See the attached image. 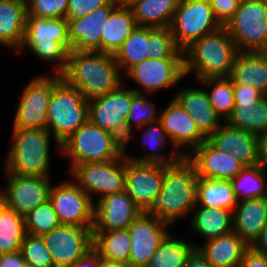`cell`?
I'll return each instance as SVG.
<instances>
[{
    "label": "cell",
    "instance_id": "484cf974",
    "mask_svg": "<svg viewBox=\"0 0 267 267\" xmlns=\"http://www.w3.org/2000/svg\"><path fill=\"white\" fill-rule=\"evenodd\" d=\"M267 221V197L240 201L233 211V231L250 246Z\"/></svg>",
    "mask_w": 267,
    "mask_h": 267
},
{
    "label": "cell",
    "instance_id": "3957f363",
    "mask_svg": "<svg viewBox=\"0 0 267 267\" xmlns=\"http://www.w3.org/2000/svg\"><path fill=\"white\" fill-rule=\"evenodd\" d=\"M233 39L225 26L203 35L183 51L184 75L195 80L229 77L237 54Z\"/></svg>",
    "mask_w": 267,
    "mask_h": 267
},
{
    "label": "cell",
    "instance_id": "681fc988",
    "mask_svg": "<svg viewBox=\"0 0 267 267\" xmlns=\"http://www.w3.org/2000/svg\"><path fill=\"white\" fill-rule=\"evenodd\" d=\"M234 104L257 102L265 95L258 89L244 84H233Z\"/></svg>",
    "mask_w": 267,
    "mask_h": 267
},
{
    "label": "cell",
    "instance_id": "836d02e7",
    "mask_svg": "<svg viewBox=\"0 0 267 267\" xmlns=\"http://www.w3.org/2000/svg\"><path fill=\"white\" fill-rule=\"evenodd\" d=\"M93 247L101 258L127 264L131 252L130 233L128 229L93 231Z\"/></svg>",
    "mask_w": 267,
    "mask_h": 267
},
{
    "label": "cell",
    "instance_id": "30bf717a",
    "mask_svg": "<svg viewBox=\"0 0 267 267\" xmlns=\"http://www.w3.org/2000/svg\"><path fill=\"white\" fill-rule=\"evenodd\" d=\"M72 179L93 200V195L104 196L125 190V155L106 162H89L74 165Z\"/></svg>",
    "mask_w": 267,
    "mask_h": 267
},
{
    "label": "cell",
    "instance_id": "ffe728a7",
    "mask_svg": "<svg viewBox=\"0 0 267 267\" xmlns=\"http://www.w3.org/2000/svg\"><path fill=\"white\" fill-rule=\"evenodd\" d=\"M118 6L112 0L108 5L97 8L82 18L67 19L70 51L101 52L102 30L111 13Z\"/></svg>",
    "mask_w": 267,
    "mask_h": 267
},
{
    "label": "cell",
    "instance_id": "9c48e42d",
    "mask_svg": "<svg viewBox=\"0 0 267 267\" xmlns=\"http://www.w3.org/2000/svg\"><path fill=\"white\" fill-rule=\"evenodd\" d=\"M221 26L208 0H179L170 29L177 47L184 51Z\"/></svg>",
    "mask_w": 267,
    "mask_h": 267
},
{
    "label": "cell",
    "instance_id": "f5cc1de1",
    "mask_svg": "<svg viewBox=\"0 0 267 267\" xmlns=\"http://www.w3.org/2000/svg\"><path fill=\"white\" fill-rule=\"evenodd\" d=\"M101 256L99 252L93 247L84 256L78 259L73 265L69 267H100Z\"/></svg>",
    "mask_w": 267,
    "mask_h": 267
},
{
    "label": "cell",
    "instance_id": "f6af8a7d",
    "mask_svg": "<svg viewBox=\"0 0 267 267\" xmlns=\"http://www.w3.org/2000/svg\"><path fill=\"white\" fill-rule=\"evenodd\" d=\"M27 16L36 18H66L68 0H26Z\"/></svg>",
    "mask_w": 267,
    "mask_h": 267
},
{
    "label": "cell",
    "instance_id": "ab89813d",
    "mask_svg": "<svg viewBox=\"0 0 267 267\" xmlns=\"http://www.w3.org/2000/svg\"><path fill=\"white\" fill-rule=\"evenodd\" d=\"M206 87L210 103L215 112L226 122L231 116L234 104L233 82L229 77L206 78L197 81ZM211 89L210 92L207 89Z\"/></svg>",
    "mask_w": 267,
    "mask_h": 267
},
{
    "label": "cell",
    "instance_id": "8992f818",
    "mask_svg": "<svg viewBox=\"0 0 267 267\" xmlns=\"http://www.w3.org/2000/svg\"><path fill=\"white\" fill-rule=\"evenodd\" d=\"M88 120V100L62 78L50 96L46 121L59 151L61 144Z\"/></svg>",
    "mask_w": 267,
    "mask_h": 267
},
{
    "label": "cell",
    "instance_id": "4fadbf2b",
    "mask_svg": "<svg viewBox=\"0 0 267 267\" xmlns=\"http://www.w3.org/2000/svg\"><path fill=\"white\" fill-rule=\"evenodd\" d=\"M49 201L61 225L93 227L95 202L72 179L52 185Z\"/></svg>",
    "mask_w": 267,
    "mask_h": 267
},
{
    "label": "cell",
    "instance_id": "5b68a950",
    "mask_svg": "<svg viewBox=\"0 0 267 267\" xmlns=\"http://www.w3.org/2000/svg\"><path fill=\"white\" fill-rule=\"evenodd\" d=\"M12 132V144L3 159L2 170L23 176L51 177L49 130L13 128Z\"/></svg>",
    "mask_w": 267,
    "mask_h": 267
},
{
    "label": "cell",
    "instance_id": "7a4b0ae2",
    "mask_svg": "<svg viewBox=\"0 0 267 267\" xmlns=\"http://www.w3.org/2000/svg\"><path fill=\"white\" fill-rule=\"evenodd\" d=\"M62 78L87 100L115 90L123 82L113 54L71 50Z\"/></svg>",
    "mask_w": 267,
    "mask_h": 267
},
{
    "label": "cell",
    "instance_id": "e0dca14e",
    "mask_svg": "<svg viewBox=\"0 0 267 267\" xmlns=\"http://www.w3.org/2000/svg\"><path fill=\"white\" fill-rule=\"evenodd\" d=\"M170 225L149 212H141L129 226L131 252L127 265L145 267L162 241L170 233Z\"/></svg>",
    "mask_w": 267,
    "mask_h": 267
},
{
    "label": "cell",
    "instance_id": "816d5d0a",
    "mask_svg": "<svg viewBox=\"0 0 267 267\" xmlns=\"http://www.w3.org/2000/svg\"><path fill=\"white\" fill-rule=\"evenodd\" d=\"M186 267H211L207 264L205 253L197 245H193L187 253Z\"/></svg>",
    "mask_w": 267,
    "mask_h": 267
},
{
    "label": "cell",
    "instance_id": "f1b7e54d",
    "mask_svg": "<svg viewBox=\"0 0 267 267\" xmlns=\"http://www.w3.org/2000/svg\"><path fill=\"white\" fill-rule=\"evenodd\" d=\"M191 215L189 228L205 242L233 231V211L196 205Z\"/></svg>",
    "mask_w": 267,
    "mask_h": 267
},
{
    "label": "cell",
    "instance_id": "60d3db41",
    "mask_svg": "<svg viewBox=\"0 0 267 267\" xmlns=\"http://www.w3.org/2000/svg\"><path fill=\"white\" fill-rule=\"evenodd\" d=\"M25 232L27 234L42 236L61 225L57 213L50 201L38 205L24 217Z\"/></svg>",
    "mask_w": 267,
    "mask_h": 267
},
{
    "label": "cell",
    "instance_id": "bcb514c9",
    "mask_svg": "<svg viewBox=\"0 0 267 267\" xmlns=\"http://www.w3.org/2000/svg\"><path fill=\"white\" fill-rule=\"evenodd\" d=\"M112 0H68L66 19L82 18L97 8L108 5Z\"/></svg>",
    "mask_w": 267,
    "mask_h": 267
},
{
    "label": "cell",
    "instance_id": "7402d4cb",
    "mask_svg": "<svg viewBox=\"0 0 267 267\" xmlns=\"http://www.w3.org/2000/svg\"><path fill=\"white\" fill-rule=\"evenodd\" d=\"M188 157L196 164L198 177L231 180L244 166L229 152L215 148L207 139L194 148Z\"/></svg>",
    "mask_w": 267,
    "mask_h": 267
},
{
    "label": "cell",
    "instance_id": "4316f807",
    "mask_svg": "<svg viewBox=\"0 0 267 267\" xmlns=\"http://www.w3.org/2000/svg\"><path fill=\"white\" fill-rule=\"evenodd\" d=\"M26 18V0H0V45L18 54L24 39Z\"/></svg>",
    "mask_w": 267,
    "mask_h": 267
},
{
    "label": "cell",
    "instance_id": "44dd1931",
    "mask_svg": "<svg viewBox=\"0 0 267 267\" xmlns=\"http://www.w3.org/2000/svg\"><path fill=\"white\" fill-rule=\"evenodd\" d=\"M130 106L131 89L123 82L115 90L88 100V118L108 131L126 121Z\"/></svg>",
    "mask_w": 267,
    "mask_h": 267
},
{
    "label": "cell",
    "instance_id": "277c9868",
    "mask_svg": "<svg viewBox=\"0 0 267 267\" xmlns=\"http://www.w3.org/2000/svg\"><path fill=\"white\" fill-rule=\"evenodd\" d=\"M30 49L41 61L55 63L53 74L62 75L70 52L68 20L66 18H36L27 16L21 53Z\"/></svg>",
    "mask_w": 267,
    "mask_h": 267
},
{
    "label": "cell",
    "instance_id": "94428289",
    "mask_svg": "<svg viewBox=\"0 0 267 267\" xmlns=\"http://www.w3.org/2000/svg\"><path fill=\"white\" fill-rule=\"evenodd\" d=\"M264 1V3H265V6L267 7V0H263Z\"/></svg>",
    "mask_w": 267,
    "mask_h": 267
},
{
    "label": "cell",
    "instance_id": "d6a6232c",
    "mask_svg": "<svg viewBox=\"0 0 267 267\" xmlns=\"http://www.w3.org/2000/svg\"><path fill=\"white\" fill-rule=\"evenodd\" d=\"M146 130L142 135V142H146L144 144L151 147L150 151L139 156V158H133V156L128 153L125 157L129 160H134L139 163H156V164H164L168 165L169 163L178 159L181 154L176 150L170 151V154H164V148L167 147L168 144L171 145L169 138L165 133V129L163 128L162 123L158 120L152 123H148L143 126ZM147 127V128H146ZM148 146V147H149ZM162 150V151H161Z\"/></svg>",
    "mask_w": 267,
    "mask_h": 267
},
{
    "label": "cell",
    "instance_id": "f907efd6",
    "mask_svg": "<svg viewBox=\"0 0 267 267\" xmlns=\"http://www.w3.org/2000/svg\"><path fill=\"white\" fill-rule=\"evenodd\" d=\"M239 267H267V256L256 252L252 247H250Z\"/></svg>",
    "mask_w": 267,
    "mask_h": 267
},
{
    "label": "cell",
    "instance_id": "603a6c76",
    "mask_svg": "<svg viewBox=\"0 0 267 267\" xmlns=\"http://www.w3.org/2000/svg\"><path fill=\"white\" fill-rule=\"evenodd\" d=\"M224 124L207 140L219 151L236 157L244 167L258 165L257 135Z\"/></svg>",
    "mask_w": 267,
    "mask_h": 267
},
{
    "label": "cell",
    "instance_id": "6da1fadb",
    "mask_svg": "<svg viewBox=\"0 0 267 267\" xmlns=\"http://www.w3.org/2000/svg\"><path fill=\"white\" fill-rule=\"evenodd\" d=\"M197 184L196 164L188 155H181L165 165L162 187L149 213L170 226L190 216L197 202Z\"/></svg>",
    "mask_w": 267,
    "mask_h": 267
},
{
    "label": "cell",
    "instance_id": "7c38bea8",
    "mask_svg": "<svg viewBox=\"0 0 267 267\" xmlns=\"http://www.w3.org/2000/svg\"><path fill=\"white\" fill-rule=\"evenodd\" d=\"M4 174L7 177L6 187L0 190V201L20 216L25 217L38 205L49 201L53 185L51 177Z\"/></svg>",
    "mask_w": 267,
    "mask_h": 267
},
{
    "label": "cell",
    "instance_id": "8d00e7d4",
    "mask_svg": "<svg viewBox=\"0 0 267 267\" xmlns=\"http://www.w3.org/2000/svg\"><path fill=\"white\" fill-rule=\"evenodd\" d=\"M25 234L24 217L0 201V254L20 251Z\"/></svg>",
    "mask_w": 267,
    "mask_h": 267
},
{
    "label": "cell",
    "instance_id": "9a60e30c",
    "mask_svg": "<svg viewBox=\"0 0 267 267\" xmlns=\"http://www.w3.org/2000/svg\"><path fill=\"white\" fill-rule=\"evenodd\" d=\"M92 228L60 225L42 235L55 267H69L93 248Z\"/></svg>",
    "mask_w": 267,
    "mask_h": 267
},
{
    "label": "cell",
    "instance_id": "d4e9b609",
    "mask_svg": "<svg viewBox=\"0 0 267 267\" xmlns=\"http://www.w3.org/2000/svg\"><path fill=\"white\" fill-rule=\"evenodd\" d=\"M197 245L205 253L211 267H239L246 251L251 247L234 231Z\"/></svg>",
    "mask_w": 267,
    "mask_h": 267
},
{
    "label": "cell",
    "instance_id": "d590c367",
    "mask_svg": "<svg viewBox=\"0 0 267 267\" xmlns=\"http://www.w3.org/2000/svg\"><path fill=\"white\" fill-rule=\"evenodd\" d=\"M266 170L267 168L261 164L244 167L235 178L230 180L238 202L267 197Z\"/></svg>",
    "mask_w": 267,
    "mask_h": 267
},
{
    "label": "cell",
    "instance_id": "b9f144b4",
    "mask_svg": "<svg viewBox=\"0 0 267 267\" xmlns=\"http://www.w3.org/2000/svg\"><path fill=\"white\" fill-rule=\"evenodd\" d=\"M183 57L173 38L170 27H148V59Z\"/></svg>",
    "mask_w": 267,
    "mask_h": 267
},
{
    "label": "cell",
    "instance_id": "ac0fdd59",
    "mask_svg": "<svg viewBox=\"0 0 267 267\" xmlns=\"http://www.w3.org/2000/svg\"><path fill=\"white\" fill-rule=\"evenodd\" d=\"M165 133L181 155H188L207 138L198 130L194 119L172 97L167 107L159 114Z\"/></svg>",
    "mask_w": 267,
    "mask_h": 267
},
{
    "label": "cell",
    "instance_id": "74e56055",
    "mask_svg": "<svg viewBox=\"0 0 267 267\" xmlns=\"http://www.w3.org/2000/svg\"><path fill=\"white\" fill-rule=\"evenodd\" d=\"M120 72L125 74L148 58V27L137 26L114 54Z\"/></svg>",
    "mask_w": 267,
    "mask_h": 267
},
{
    "label": "cell",
    "instance_id": "f546056e",
    "mask_svg": "<svg viewBox=\"0 0 267 267\" xmlns=\"http://www.w3.org/2000/svg\"><path fill=\"white\" fill-rule=\"evenodd\" d=\"M179 0H138L129 8L137 26L167 28L171 26Z\"/></svg>",
    "mask_w": 267,
    "mask_h": 267
},
{
    "label": "cell",
    "instance_id": "7bdbcfd3",
    "mask_svg": "<svg viewBox=\"0 0 267 267\" xmlns=\"http://www.w3.org/2000/svg\"><path fill=\"white\" fill-rule=\"evenodd\" d=\"M155 103L147 100L146 94L136 93L131 89V106L127 114L126 122H129L133 128L140 130L144 125L159 120Z\"/></svg>",
    "mask_w": 267,
    "mask_h": 267
},
{
    "label": "cell",
    "instance_id": "7dc6e473",
    "mask_svg": "<svg viewBox=\"0 0 267 267\" xmlns=\"http://www.w3.org/2000/svg\"><path fill=\"white\" fill-rule=\"evenodd\" d=\"M135 128L131 126L129 122H122L117 127L108 130L109 136L112 140L114 147L118 150L121 155H126L128 151L127 144L130 143L132 138V131Z\"/></svg>",
    "mask_w": 267,
    "mask_h": 267
},
{
    "label": "cell",
    "instance_id": "ee69618b",
    "mask_svg": "<svg viewBox=\"0 0 267 267\" xmlns=\"http://www.w3.org/2000/svg\"><path fill=\"white\" fill-rule=\"evenodd\" d=\"M20 252L24 260L33 267H55L42 236L25 234Z\"/></svg>",
    "mask_w": 267,
    "mask_h": 267
},
{
    "label": "cell",
    "instance_id": "680465c9",
    "mask_svg": "<svg viewBox=\"0 0 267 267\" xmlns=\"http://www.w3.org/2000/svg\"><path fill=\"white\" fill-rule=\"evenodd\" d=\"M119 6L129 7L138 0H114Z\"/></svg>",
    "mask_w": 267,
    "mask_h": 267
},
{
    "label": "cell",
    "instance_id": "5bb4252c",
    "mask_svg": "<svg viewBox=\"0 0 267 267\" xmlns=\"http://www.w3.org/2000/svg\"><path fill=\"white\" fill-rule=\"evenodd\" d=\"M164 174V164L139 163L125 157V191L142 212H149L156 203Z\"/></svg>",
    "mask_w": 267,
    "mask_h": 267
},
{
    "label": "cell",
    "instance_id": "d6986e66",
    "mask_svg": "<svg viewBox=\"0 0 267 267\" xmlns=\"http://www.w3.org/2000/svg\"><path fill=\"white\" fill-rule=\"evenodd\" d=\"M141 212L125 190L104 196L95 203L92 230L128 229Z\"/></svg>",
    "mask_w": 267,
    "mask_h": 267
},
{
    "label": "cell",
    "instance_id": "ba28073f",
    "mask_svg": "<svg viewBox=\"0 0 267 267\" xmlns=\"http://www.w3.org/2000/svg\"><path fill=\"white\" fill-rule=\"evenodd\" d=\"M60 152L70 157V169L77 164L106 162L122 156L114 147L108 131L90 120L61 144Z\"/></svg>",
    "mask_w": 267,
    "mask_h": 267
},
{
    "label": "cell",
    "instance_id": "cb8c5ba5",
    "mask_svg": "<svg viewBox=\"0 0 267 267\" xmlns=\"http://www.w3.org/2000/svg\"><path fill=\"white\" fill-rule=\"evenodd\" d=\"M173 96L182 108L194 119L198 130L207 139L222 126L221 124H224V121L212 108L205 89L185 87L178 90Z\"/></svg>",
    "mask_w": 267,
    "mask_h": 267
},
{
    "label": "cell",
    "instance_id": "c3c4849f",
    "mask_svg": "<svg viewBox=\"0 0 267 267\" xmlns=\"http://www.w3.org/2000/svg\"><path fill=\"white\" fill-rule=\"evenodd\" d=\"M216 19L222 26L234 16L241 0H208Z\"/></svg>",
    "mask_w": 267,
    "mask_h": 267
},
{
    "label": "cell",
    "instance_id": "83f0119b",
    "mask_svg": "<svg viewBox=\"0 0 267 267\" xmlns=\"http://www.w3.org/2000/svg\"><path fill=\"white\" fill-rule=\"evenodd\" d=\"M233 84H244L267 95V52H239L229 76Z\"/></svg>",
    "mask_w": 267,
    "mask_h": 267
},
{
    "label": "cell",
    "instance_id": "f35d334b",
    "mask_svg": "<svg viewBox=\"0 0 267 267\" xmlns=\"http://www.w3.org/2000/svg\"><path fill=\"white\" fill-rule=\"evenodd\" d=\"M193 245L169 233L145 267H186L187 253Z\"/></svg>",
    "mask_w": 267,
    "mask_h": 267
},
{
    "label": "cell",
    "instance_id": "11a10c76",
    "mask_svg": "<svg viewBox=\"0 0 267 267\" xmlns=\"http://www.w3.org/2000/svg\"><path fill=\"white\" fill-rule=\"evenodd\" d=\"M259 164L267 168V130L257 134Z\"/></svg>",
    "mask_w": 267,
    "mask_h": 267
},
{
    "label": "cell",
    "instance_id": "2e32d148",
    "mask_svg": "<svg viewBox=\"0 0 267 267\" xmlns=\"http://www.w3.org/2000/svg\"><path fill=\"white\" fill-rule=\"evenodd\" d=\"M142 90L132 88L136 93L152 94L160 89L176 87L185 77L183 57L145 59L134 65L127 73Z\"/></svg>",
    "mask_w": 267,
    "mask_h": 267
},
{
    "label": "cell",
    "instance_id": "9f6ffc18",
    "mask_svg": "<svg viewBox=\"0 0 267 267\" xmlns=\"http://www.w3.org/2000/svg\"><path fill=\"white\" fill-rule=\"evenodd\" d=\"M251 247L258 253L267 256V221L261 230L259 237L253 242Z\"/></svg>",
    "mask_w": 267,
    "mask_h": 267
},
{
    "label": "cell",
    "instance_id": "1f68e13d",
    "mask_svg": "<svg viewBox=\"0 0 267 267\" xmlns=\"http://www.w3.org/2000/svg\"><path fill=\"white\" fill-rule=\"evenodd\" d=\"M237 203L230 180L198 177L196 205L234 211Z\"/></svg>",
    "mask_w": 267,
    "mask_h": 267
},
{
    "label": "cell",
    "instance_id": "52a82bcc",
    "mask_svg": "<svg viewBox=\"0 0 267 267\" xmlns=\"http://www.w3.org/2000/svg\"><path fill=\"white\" fill-rule=\"evenodd\" d=\"M225 27L239 52H267V7L263 0H241Z\"/></svg>",
    "mask_w": 267,
    "mask_h": 267
},
{
    "label": "cell",
    "instance_id": "e575fe53",
    "mask_svg": "<svg viewBox=\"0 0 267 267\" xmlns=\"http://www.w3.org/2000/svg\"><path fill=\"white\" fill-rule=\"evenodd\" d=\"M226 123L233 128L259 134L267 130V95L257 102L235 104Z\"/></svg>",
    "mask_w": 267,
    "mask_h": 267
},
{
    "label": "cell",
    "instance_id": "8fae6325",
    "mask_svg": "<svg viewBox=\"0 0 267 267\" xmlns=\"http://www.w3.org/2000/svg\"><path fill=\"white\" fill-rule=\"evenodd\" d=\"M62 75H41L32 78L19 96L15 108L13 128L46 129L48 102L54 86Z\"/></svg>",
    "mask_w": 267,
    "mask_h": 267
},
{
    "label": "cell",
    "instance_id": "4dcf8cb0",
    "mask_svg": "<svg viewBox=\"0 0 267 267\" xmlns=\"http://www.w3.org/2000/svg\"><path fill=\"white\" fill-rule=\"evenodd\" d=\"M137 27L129 7L118 6L104 25L101 35V52L115 54L126 38Z\"/></svg>",
    "mask_w": 267,
    "mask_h": 267
},
{
    "label": "cell",
    "instance_id": "6f0895ef",
    "mask_svg": "<svg viewBox=\"0 0 267 267\" xmlns=\"http://www.w3.org/2000/svg\"><path fill=\"white\" fill-rule=\"evenodd\" d=\"M100 267H129V266L125 263L108 261V260L101 258Z\"/></svg>",
    "mask_w": 267,
    "mask_h": 267
},
{
    "label": "cell",
    "instance_id": "91938a15",
    "mask_svg": "<svg viewBox=\"0 0 267 267\" xmlns=\"http://www.w3.org/2000/svg\"><path fill=\"white\" fill-rule=\"evenodd\" d=\"M22 267H33L32 265L28 264L26 261L22 264Z\"/></svg>",
    "mask_w": 267,
    "mask_h": 267
},
{
    "label": "cell",
    "instance_id": "db71d44e",
    "mask_svg": "<svg viewBox=\"0 0 267 267\" xmlns=\"http://www.w3.org/2000/svg\"><path fill=\"white\" fill-rule=\"evenodd\" d=\"M25 262L20 251L0 254V267H22Z\"/></svg>",
    "mask_w": 267,
    "mask_h": 267
}]
</instances>
